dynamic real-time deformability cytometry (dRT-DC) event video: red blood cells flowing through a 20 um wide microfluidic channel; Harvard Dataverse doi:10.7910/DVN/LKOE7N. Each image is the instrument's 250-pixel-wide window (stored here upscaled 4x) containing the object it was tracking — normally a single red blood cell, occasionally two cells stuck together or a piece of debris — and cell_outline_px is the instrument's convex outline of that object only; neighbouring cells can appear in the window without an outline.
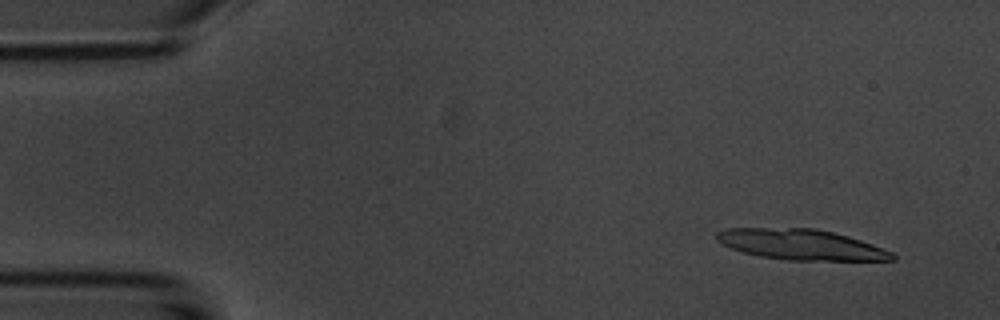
{"species": "common noctule bat (a hibernating species)", "species_latin": "Nyctalus noctula", "temperature_condition": "room temperature", "stored_images_in_passage": 13, "camera_frame_rate_fps": 3000, "um_per_image_px": 0.085, "animal": {"sex": "male", "body_mass_g": 20.1, "forearm_length_mm": 53.5}, "frame": {"image": 1, "passage_image": 3, "time_ms": 0.667, "image_size_px": [1000, 320], "cell_outline_px": [[896, 260], [788, 260], [760, 256], [744, 252], [732, 248], [716, 240], [716, 232], [728, 228], [816, 228], [848, 236], [872, 244], [892, 252], [896, 256]], "centroid_in_image_um": [68.09, 20.78], "position_along_channel_um": 16.9, "area_um2": 30.98}}